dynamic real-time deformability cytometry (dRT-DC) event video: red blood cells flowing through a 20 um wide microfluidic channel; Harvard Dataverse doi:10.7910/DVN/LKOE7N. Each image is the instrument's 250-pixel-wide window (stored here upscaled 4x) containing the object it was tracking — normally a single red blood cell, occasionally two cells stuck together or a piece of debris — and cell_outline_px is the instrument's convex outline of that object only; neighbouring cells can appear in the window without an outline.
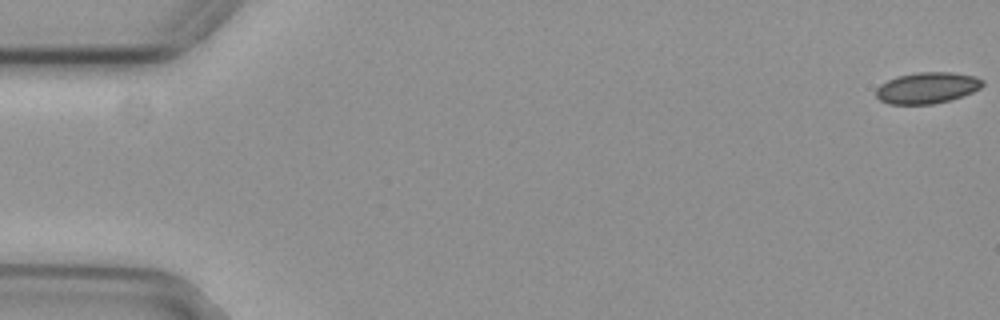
{"species": "common noctule bat (a hibernating species)", "species_latin": "Nyctalus noctula", "temperature_condition": "cold", "stored_images_in_passage": 56, "camera_frame_rate_fps": 3000, "um_per_image_px": 0.085, "animal": {"sex": "female", "body_mass_g": 29.2, "forearm_length_mm": 56.3}, "frame": {"image": 1, "passage_image": 1, "time_ms": 0.0, "image_size_px": [1000, 320], "cell_outline_px": [[984, 84], [980, 88], [972, 92], [948, 100], [932, 104], [888, 104], [880, 100], [876, 96], [876, 88], [880, 84], [896, 76], [916, 72], [952, 72], [976, 76], [984, 80]], "centroid_in_image_um": [78.79, 7.45], "position_along_channel_um": 6.2, "area_um2": 19.42}}
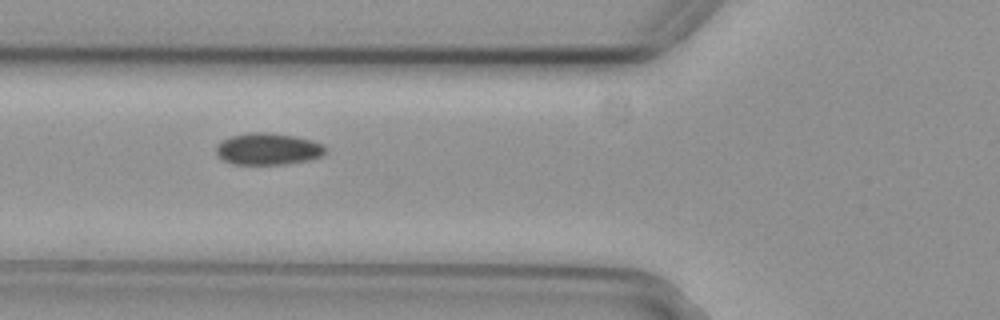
{"frame": {"image": 2, "passage_image": 21, "time_ms": 6.667, "image_size_px": [1000, 320], "cell_outline_px": [[328, 152], [324, 156], [308, 160], [284, 164], [232, 164], [216, 156], [216, 144], [232, 136], [248, 132], [268, 132], [292, 136], [312, 140], [324, 144], [328, 148]], "centroid_in_image_um": [22.82, 12.66], "position_along_channel_um": 103.0, "area_um2": 20.46}}
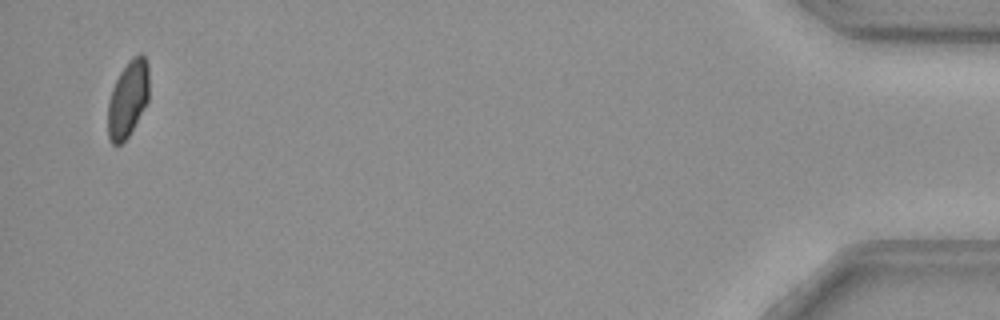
{"frame": {"image": 3, "passage_image": 54, "time_ms": 17.667, "image_size_px": [1000, 320], "cell_outline_px": [[148, 100], [128, 136], [120, 144], [112, 144], [108, 136], [108, 100], [112, 88], [120, 72], [128, 60], [132, 56], [140, 52], [144, 56], [148, 64]], "centroid_in_image_um": [10.86, 8.36], "position_along_channel_um": 424.3, "area_um2": 18.26}, "authors_computed_cell_mechanics": {"area_um2": 19.7676, "velocity_mm_per_s": 3.749, "shape_relaxation_time_tau1_ms": 7.0725, "shape_relaxation_time_tau2_ms": null, "deformation_change_tau1": 0.0751, "deformation_change_tau2": null}}